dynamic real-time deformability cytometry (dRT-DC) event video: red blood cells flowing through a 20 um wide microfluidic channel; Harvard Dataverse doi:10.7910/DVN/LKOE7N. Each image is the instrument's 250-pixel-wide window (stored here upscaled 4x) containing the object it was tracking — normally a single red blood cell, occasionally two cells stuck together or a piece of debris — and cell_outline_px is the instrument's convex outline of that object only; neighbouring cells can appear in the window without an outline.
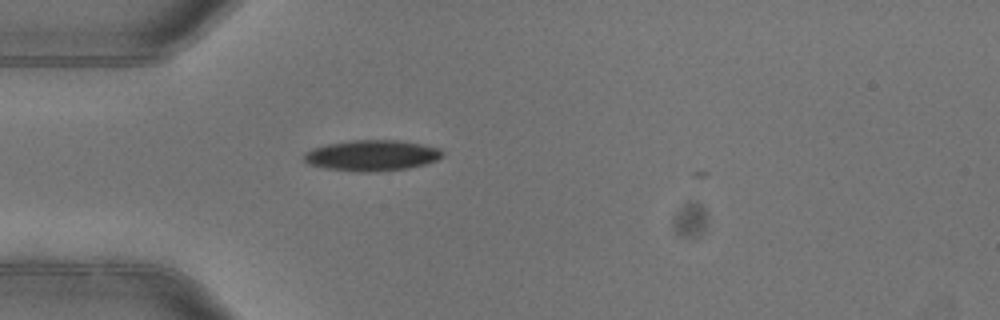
{"species": "common noctule bat (a hibernating species)", "species_latin": "Nyctalus noctula", "temperature_condition": "warm", "stored_images_in_passage": 1, "camera_frame_rate_fps": 3000, "um_per_image_px": 0.085, "animal": {"sex": "female"}, "frame": {"image": 1, "passage_image": 1, "time_ms": 0.0, "image_size_px": [1000, 320], "cell_outline_px": [[444, 156], [436, 160], [424, 164], [408, 168], [368, 172], [356, 172], [324, 168], [308, 164], [304, 160], [304, 152], [312, 148], [328, 144], [352, 140], [396, 140], [420, 144], [440, 148], [444, 152]], "centroid_in_image_um": [31.59, 13.21], "position_along_channel_um": 53.4, "area_um2": 24.85}}